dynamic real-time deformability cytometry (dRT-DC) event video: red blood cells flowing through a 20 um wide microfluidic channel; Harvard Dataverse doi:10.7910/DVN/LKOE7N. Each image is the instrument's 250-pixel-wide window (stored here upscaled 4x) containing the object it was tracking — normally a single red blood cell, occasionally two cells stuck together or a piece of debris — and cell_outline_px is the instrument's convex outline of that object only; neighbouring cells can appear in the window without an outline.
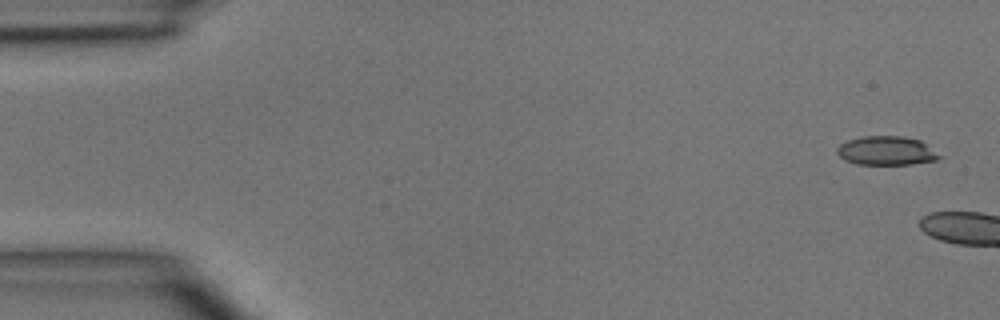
{"species": "common noctule bat (a hibernating species)", "species_latin": "Nyctalus noctula", "temperature_condition": "room temperature", "stored_images_in_passage": 6, "camera_frame_rate_fps": 3000, "um_per_image_px": 0.085, "animal": {"sex": "male", "body_mass_g": 15.6}, "frame": {"image": 1, "passage_image": 1, "time_ms": 0.0, "image_size_px": [1000, 320], "cell_outline_px": [[944, 156], [936, 160], [912, 164], [856, 164], [844, 160], [836, 152], [836, 148], [840, 144], [848, 140], [864, 136], [904, 136], [920, 140]], "centroid_in_image_um": [75.36, 12.81], "position_along_channel_um": 9.6, "area_um2": 17.34}}
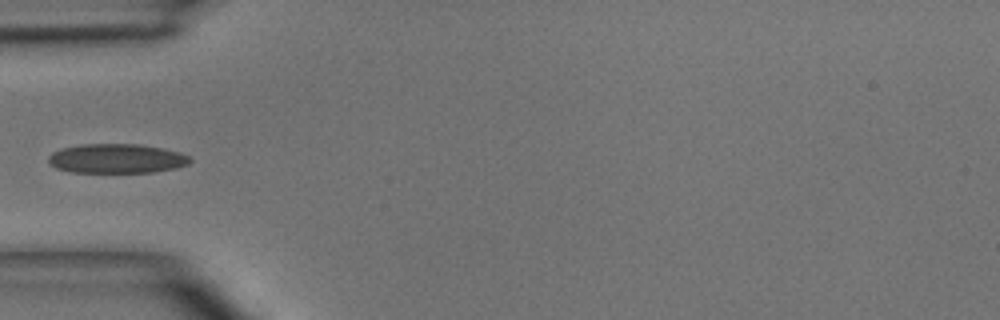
{"frame": {"image": 2, "passage_image": 5, "time_ms": 5.667, "image_size_px": [1000, 320], "cell_outline_px": [[192, 160], [188, 164], [176, 168], [152, 172], [72, 172], [56, 168], [48, 160], [48, 156], [52, 152], [60, 148], [80, 144], [140, 144], [164, 148], [180, 152], [188, 156]], "centroid_in_image_um": [9.92, 13.46], "position_along_channel_um": 75.1, "area_um2": 24.33}}